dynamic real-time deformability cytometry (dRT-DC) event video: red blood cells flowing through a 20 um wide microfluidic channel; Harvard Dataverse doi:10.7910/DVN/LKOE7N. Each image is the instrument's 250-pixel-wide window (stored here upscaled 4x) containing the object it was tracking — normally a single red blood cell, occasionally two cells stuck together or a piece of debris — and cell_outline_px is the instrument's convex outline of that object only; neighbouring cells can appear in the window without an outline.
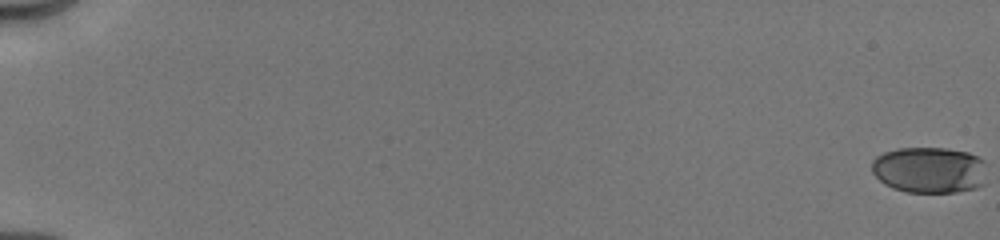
{"species": "human", "species_latin": "Homo sapiens", "temperature_condition": "cold", "stored_images_in_passage": 39, "camera_frame_rate_fps": 3000, "um_per_image_px": 0.085, "donor": {"sex": "male"}, "frame": {"image": 1, "passage_image": 1, "time_ms": 0.0, "image_size_px": [1000, 240], "cell_outline_px": [[984, 184], [976, 188], [956, 192], [904, 192], [892, 188], [884, 184], [872, 172], [872, 160], [876, 156], [884, 152], [900, 148], [948, 148], [968, 152], [984, 160]], "centroid_in_image_um": [78.98, 14.45], "position_along_channel_um": 6.0, "area_um2": 31.15}}
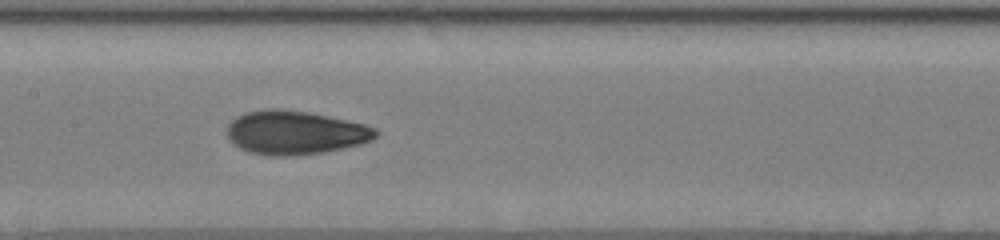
{"frame": {"image": 2, "passage_image": 22, "time_ms": 9.667, "image_size_px": [1000, 240], "cell_outline_px": [[380, 132], [376, 136], [360, 144], [320, 152], [288, 156], [272, 156], [248, 152], [232, 144], [228, 140], [228, 124], [236, 116], [248, 112], [268, 108], [280, 108], [308, 112], [364, 124], [376, 128]], "centroid_in_image_um": [25.04, 11.26], "position_along_channel_um": 182.4, "area_um2": 37.63}}
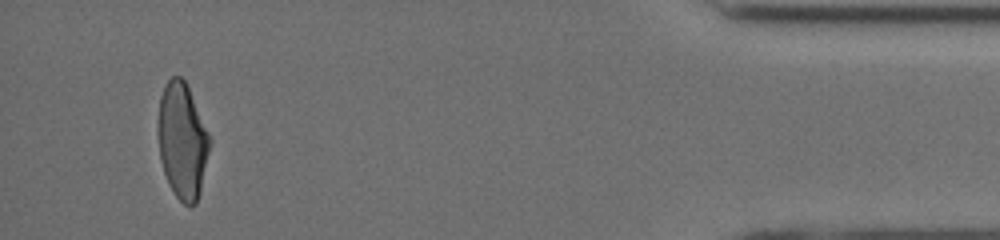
{"frame": {"image": 3, "passage_image": 38, "time_ms": 17.0, "image_size_px": [1000, 240], "cell_outline_px": [[212, 144], [200, 192], [196, 204], [184, 204], [176, 196], [168, 184], [160, 160], [156, 128], [160, 96], [168, 80], [172, 76], [180, 76], [188, 84], [212, 140]], "centroid_in_image_um": [15.5, 11.94], "position_along_channel_um": 419.7, "area_um2": 35.6}, "authors_computed_cell_mechanics": {"area_um2": 35.4314, "velocity_mm_per_s": 4.0389, "shape_relaxation_time_tau1_ms": 5.7062, "shape_relaxation_time_tau2_ms": 1.6745, "deformation_change_tau1": 0.1935, "deformation_change_tau2": 0.0677}}